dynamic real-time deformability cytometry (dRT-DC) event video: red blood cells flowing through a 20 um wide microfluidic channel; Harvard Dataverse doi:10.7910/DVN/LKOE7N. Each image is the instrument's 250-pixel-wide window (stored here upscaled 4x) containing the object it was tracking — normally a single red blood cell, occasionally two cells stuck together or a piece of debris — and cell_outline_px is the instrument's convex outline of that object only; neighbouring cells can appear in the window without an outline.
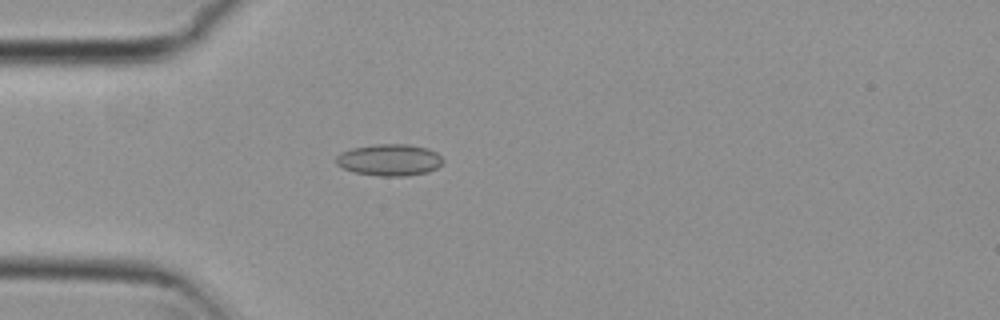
{"species": "common noctule bat (a hibernating species)", "species_latin": "Nyctalus noctula", "temperature_condition": "cold", "stored_images_in_passage": 3, "camera_frame_rate_fps": 3000, "um_per_image_px": 0.085, "animal": {"sex": "female", "body_mass_g": 29.2, "forearm_length_mm": 56.3}, "frame": {"image": 1, "passage_image": 3, "time_ms": 0.667, "image_size_px": [1000, 320], "cell_outline_px": [[444, 164], [428, 172], [404, 176], [380, 176], [356, 172], [344, 168], [336, 164], [336, 156], [340, 152], [352, 148], [376, 144], [408, 144], [428, 148], [436, 152], [444, 160]], "centroid_in_image_um": [33.13, 13.58], "position_along_channel_um": 51.9, "area_um2": 19.77}}